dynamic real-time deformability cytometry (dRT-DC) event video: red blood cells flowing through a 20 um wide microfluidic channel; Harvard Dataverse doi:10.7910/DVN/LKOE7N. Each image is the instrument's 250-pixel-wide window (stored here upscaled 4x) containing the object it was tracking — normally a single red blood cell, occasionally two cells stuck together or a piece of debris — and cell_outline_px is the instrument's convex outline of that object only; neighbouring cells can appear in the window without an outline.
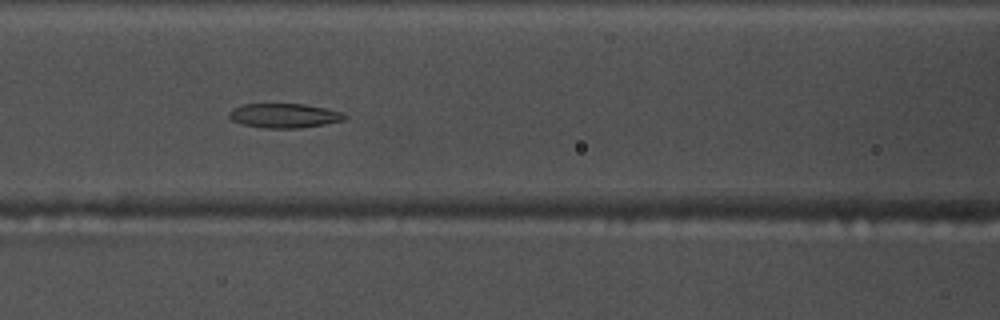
{"species": "common noctule bat (a hibernating species)", "species_latin": "Nyctalus noctula", "temperature_condition": "warm", "stored_images_in_passage": 39, "camera_frame_rate_fps": 3000, "um_per_image_px": 0.085, "animal": {"sex": "male", "body_mass_g": 17.5, "forearm_length_mm": 52.3}, "frame": {"image": 1, "passage_image": 14, "time_ms": 4.333, "image_size_px": [1000, 320], "cell_outline_px": [[348, 116], [344, 120], [324, 124], [300, 128], [264, 128], [244, 124], [232, 120], [228, 116], [228, 112], [232, 108], [244, 104], [304, 104], [328, 108], [344, 112]], "centroid_in_image_um": [24.19, 9.82], "position_along_channel_um": 142.4, "area_um2": 16.53}}
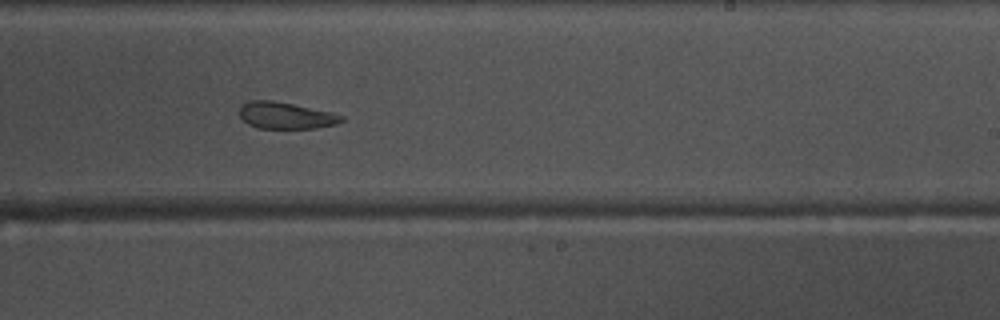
{"frame": {"image": 2, "passage_image": 24, "time_ms": 7.667, "image_size_px": [1000, 320], "cell_outline_px": [[344, 120], [336, 124], [316, 128], [256, 128], [248, 124], [240, 116], [240, 108], [244, 104], [252, 100], [272, 100], [332, 112], [344, 116]], "centroid_in_image_um": [24.31, 9.82], "position_along_channel_um": 264.7, "area_um2": 15.72}}
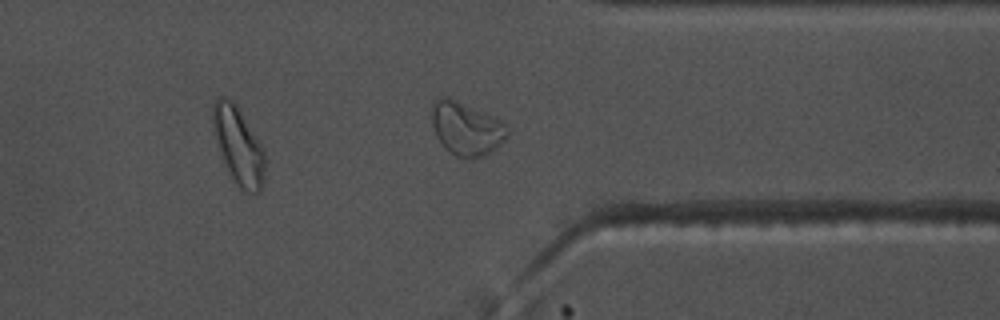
{"frame": {"image": 3, "passage_image": 33, "time_ms": 10.667, "image_size_px": [1000, 320], "cell_outline_px": [[508, 136], [500, 144], [484, 156], [472, 160], [456, 156], [436, 136], [432, 124], [432, 104], [440, 96], [448, 96], [484, 112], [500, 120], [508, 128]], "centroid_in_image_um": [39.64, 10.92], "position_along_channel_um": 371.8, "area_um2": 23.29}, "authors_computed_cell_mechanics": {"area_um2": 17.1666, "velocity_mm_per_s": 3.6809, "shape_relaxation_time_tau1_ms": null, "shape_relaxation_time_tau2_ms": 2.7704, "deformation_change_tau1": null, "deformation_change_tau2": 0.0973}}